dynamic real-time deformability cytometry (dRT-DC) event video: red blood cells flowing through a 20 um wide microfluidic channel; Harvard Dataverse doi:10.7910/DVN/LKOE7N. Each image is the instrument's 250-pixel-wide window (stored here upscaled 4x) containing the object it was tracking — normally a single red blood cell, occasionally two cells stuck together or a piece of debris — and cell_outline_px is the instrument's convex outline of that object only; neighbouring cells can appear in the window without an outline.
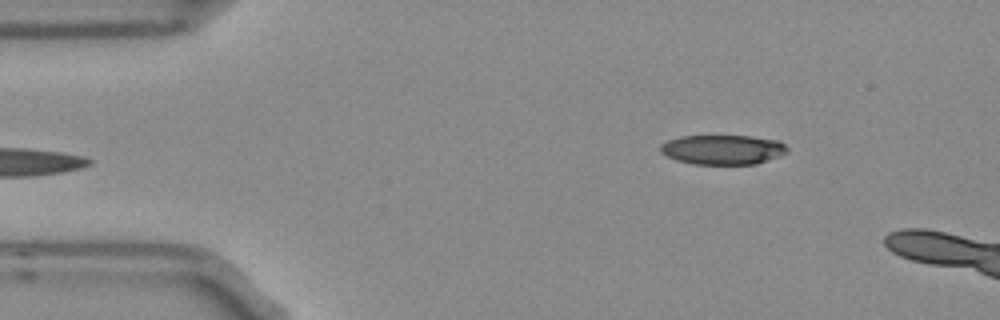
{"species": "Egyptian fruit bat (a non-hibernating species)", "species_latin": "Rousettus aegyptiacus", "temperature_condition": "room temperature", "stored_images_in_passage": 6, "camera_frame_rate_fps": 3000, "um_per_image_px": 0.085, "frame": {"image": 1, "passage_image": 6, "time_ms": 1.667, "image_size_px": [1000, 320], "cell_outline_px": [[788, 152], [780, 156], [756, 164], [692, 164], [676, 160], [660, 152], [660, 144], [668, 140], [680, 136], [748, 136], [780, 140], [788, 148]], "centroid_in_image_um": [61.45, 12.72], "position_along_channel_um": 23.6, "area_um2": 22.02}}